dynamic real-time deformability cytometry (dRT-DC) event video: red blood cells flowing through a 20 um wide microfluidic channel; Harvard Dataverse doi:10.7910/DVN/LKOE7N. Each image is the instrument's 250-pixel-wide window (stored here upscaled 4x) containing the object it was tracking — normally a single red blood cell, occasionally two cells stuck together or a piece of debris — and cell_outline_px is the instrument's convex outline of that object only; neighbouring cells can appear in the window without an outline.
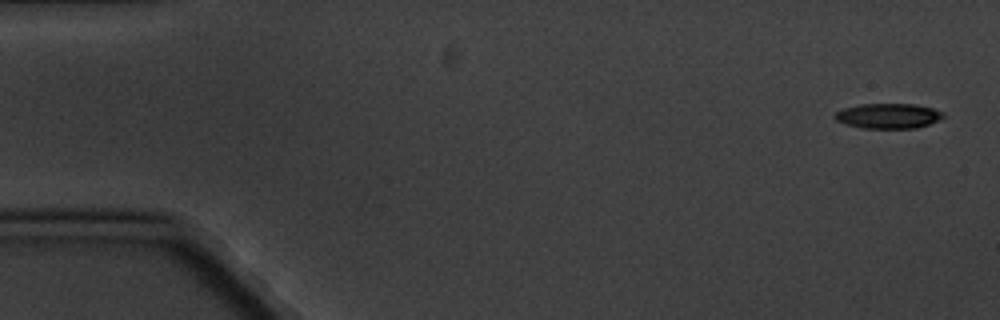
{"species": "common noctule bat (a hibernating species)", "species_latin": "Nyctalus noctula", "temperature_condition": "cold", "stored_images_in_passage": 5, "camera_frame_rate_fps": 3000, "um_per_image_px": 0.085, "animal": {"sex": "male", "body_mass_g": 20.1, "forearm_length_mm": 53.5}, "frame": {"image": 1, "passage_image": 1, "time_ms": 0.0, "image_size_px": [1000, 320], "cell_outline_px": [[944, 116], [940, 120], [916, 128], [864, 128], [844, 124], [836, 120], [832, 116], [836, 112], [844, 108], [860, 104], [912, 104], [932, 108], [944, 112]], "centroid_in_image_um": [75.49, 9.85], "position_along_channel_um": 9.5, "area_um2": 15.84}}